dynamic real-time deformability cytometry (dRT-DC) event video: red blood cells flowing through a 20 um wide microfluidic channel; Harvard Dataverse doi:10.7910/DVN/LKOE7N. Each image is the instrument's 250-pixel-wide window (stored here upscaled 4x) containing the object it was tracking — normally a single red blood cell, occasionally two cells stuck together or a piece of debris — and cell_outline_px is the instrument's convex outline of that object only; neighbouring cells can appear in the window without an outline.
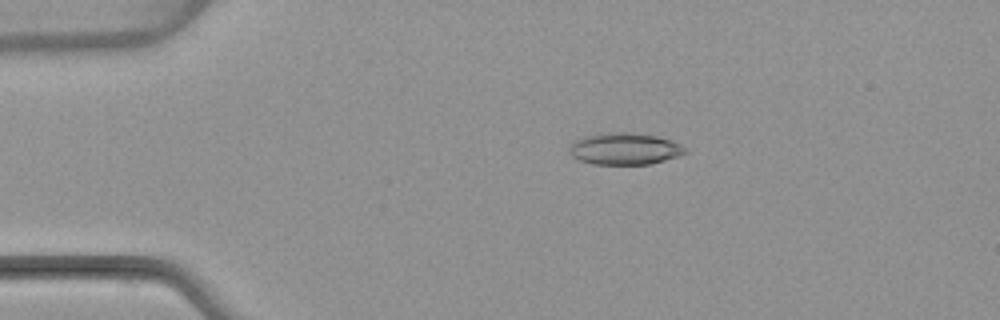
{"species": "common noctule bat (a hibernating species)", "species_latin": "Nyctalus noctula", "temperature_condition": "warm", "stored_images_in_passage": 4, "camera_frame_rate_fps": 3000, "um_per_image_px": 0.085, "animal": {"sex": "female", "body_mass_g": 22.7, "forearm_length_mm": 54.2}, "frame": {"image": 1, "passage_image": 2, "time_ms": 1.333, "image_size_px": [1000, 320], "cell_outline_px": [[688, 152], [680, 156], [648, 164], [592, 164], [580, 160], [572, 156], [568, 152], [568, 148], [576, 140], [584, 136], [600, 132], [632, 132], [656, 136], [672, 140], [688, 148]], "centroid_in_image_um": [53.11, 12.63], "position_along_channel_um": 31.9, "area_um2": 21.73}}